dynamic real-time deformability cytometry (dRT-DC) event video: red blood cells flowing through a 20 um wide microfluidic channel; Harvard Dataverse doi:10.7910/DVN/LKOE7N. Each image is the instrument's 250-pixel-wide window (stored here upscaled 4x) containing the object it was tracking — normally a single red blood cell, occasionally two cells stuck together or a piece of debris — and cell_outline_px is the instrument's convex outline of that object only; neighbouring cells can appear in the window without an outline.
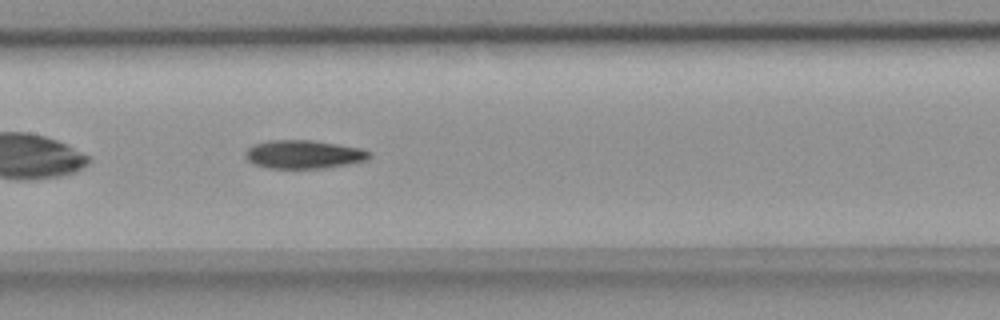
{"species": "common noctule bat (a hibernating species)", "species_latin": "Nyctalus noctula", "temperature_condition": "room temperature", "stored_images_in_passage": 38, "camera_frame_rate_fps": 3000, "um_per_image_px": 0.085, "animal": {"sex": "female", "body_mass_g": 18.4}, "frame": {"image": 1, "passage_image": 11, "time_ms": 3.333, "image_size_px": [1000, 320], "cell_outline_px": [[372, 156], [368, 160], [324, 168], [268, 168], [252, 164], [244, 156], [244, 152], [252, 144], [268, 140], [312, 140], [360, 148], [372, 152]], "centroid_in_image_um": [25.78, 13.12], "position_along_channel_um": 181.6, "area_um2": 20.69}}
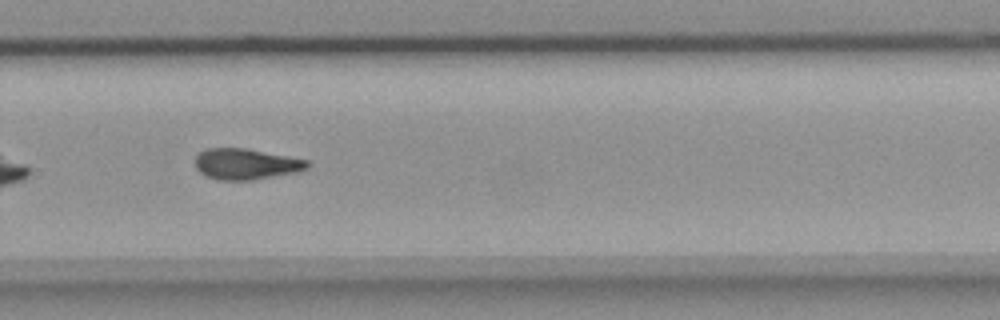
{"frame": {"image": 2, "passage_image": 21, "time_ms": 6.667, "image_size_px": [1000, 320], "cell_outline_px": [[312, 164], [308, 168], [296, 172], [252, 180], [216, 180], [200, 172], [196, 168], [196, 156], [200, 152], [208, 148], [244, 148], [308, 160]], "centroid_in_image_um": [20.92, 13.95], "position_along_channel_um": 308.9, "area_um2": 20.06}}
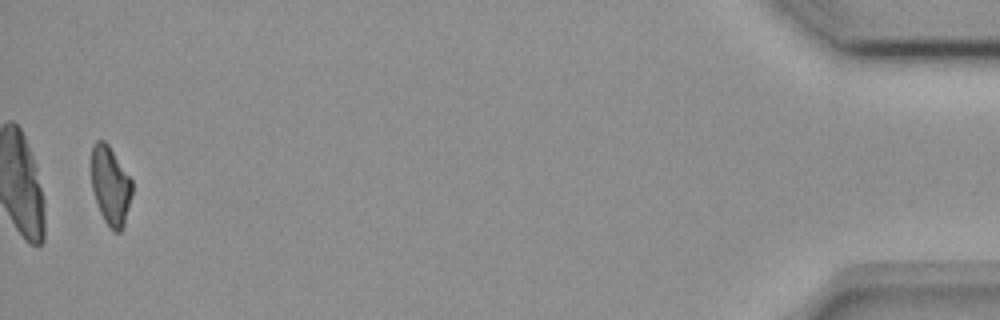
{"frame": {"image": 3, "passage_image": 37, "time_ms": 12.0, "image_size_px": [1000, 320], "cell_outline_px": [[132, 192], [124, 224], [120, 232], [112, 232], [108, 228], [100, 212], [92, 188], [92, 144], [96, 140], [104, 140], [108, 144], [132, 180]], "centroid_in_image_um": [9.39, 15.79], "position_along_channel_um": 425.8, "area_um2": 18.55}, "authors_computed_cell_mechanics": {"area_um2": 20.2878, "velocity_mm_per_s": 3.8361, "shape_relaxation_time_tau1_ms": 8.2221, "shape_relaxation_time_tau2_ms": null, "deformation_change_tau1": 0.2032, "deformation_change_tau2": null}}